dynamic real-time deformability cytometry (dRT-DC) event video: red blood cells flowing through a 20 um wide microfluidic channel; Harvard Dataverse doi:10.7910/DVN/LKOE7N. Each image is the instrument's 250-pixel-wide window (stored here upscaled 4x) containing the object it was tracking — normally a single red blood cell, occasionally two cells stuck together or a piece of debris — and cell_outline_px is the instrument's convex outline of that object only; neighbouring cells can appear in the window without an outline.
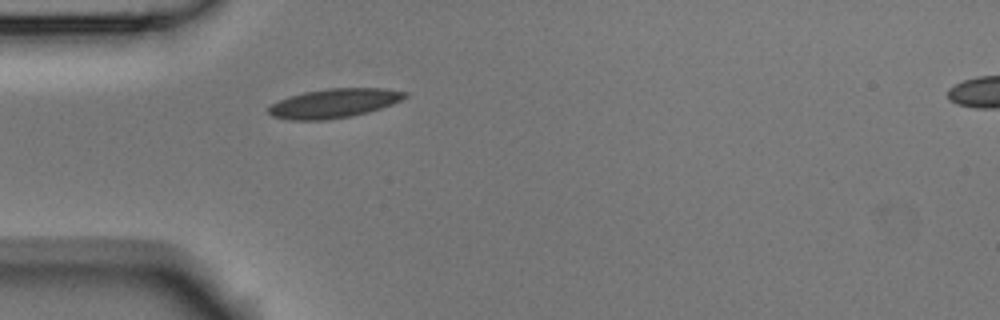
{"species": "Egyptian fruit bat (a non-hibernating species)", "species_latin": "Rousettus aegyptiacus", "temperature_condition": "room temperature", "stored_images_in_passage": 1, "camera_frame_rate_fps": 3000, "um_per_image_px": 0.085, "animal": {"sex": "male"}, "frame": {"image": 1, "passage_image": 1, "time_ms": 0.0, "image_size_px": [1000, 320], "cell_outline_px": [[408, 96], [392, 104], [368, 112], [352, 116], [324, 120], [288, 120], [272, 116], [268, 112], [268, 108], [272, 104], [288, 96], [304, 92], [328, 88], [384, 88], [408, 92]], "centroid_in_image_um": [28.39, 8.77], "position_along_channel_um": 56.6, "area_um2": 23.18}}